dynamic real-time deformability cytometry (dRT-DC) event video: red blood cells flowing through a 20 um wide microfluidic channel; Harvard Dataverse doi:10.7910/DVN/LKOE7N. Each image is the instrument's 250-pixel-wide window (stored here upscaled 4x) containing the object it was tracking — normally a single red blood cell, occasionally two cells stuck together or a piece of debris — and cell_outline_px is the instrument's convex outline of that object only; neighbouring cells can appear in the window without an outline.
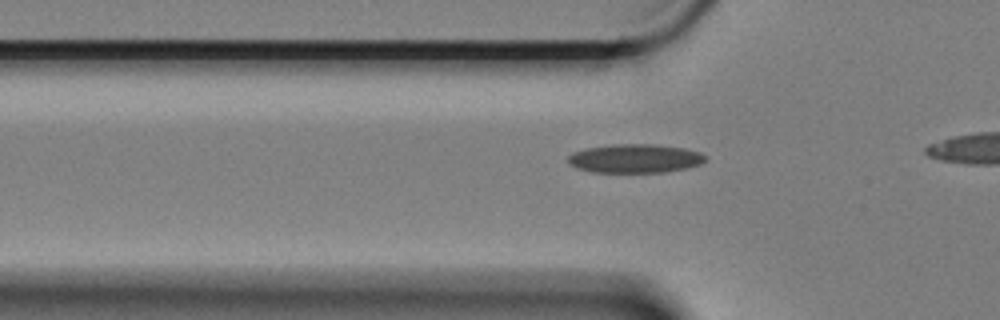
{"species": "Egyptian fruit bat (a non-hibernating species)", "species_latin": "Rousettus aegyptiacus", "temperature_condition": "cold", "stored_images_in_passage": 39, "camera_frame_rate_fps": 3000, "um_per_image_px": 0.085, "animal": {"sex": "female"}, "frame": {"image": 1, "passage_image": 6, "time_ms": 1.667, "image_size_px": [1000, 320], "cell_outline_px": [[704, 160], [700, 164], [684, 168], [664, 172], [592, 172], [576, 168], [568, 164], [568, 156], [572, 152], [584, 148], [612, 144], [656, 144], [684, 148], [700, 152], [704, 156]], "centroid_in_image_um": [53.9, 13.46], "position_along_channel_um": 71.9, "area_um2": 23.06}}
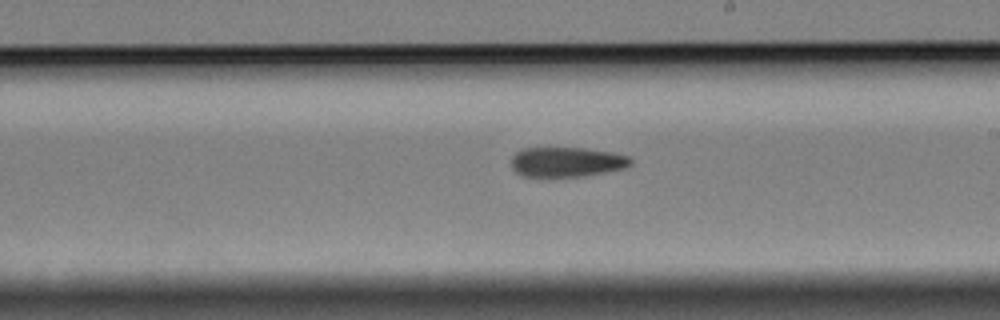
{"frame": {"image": 2, "passage_image": 21, "time_ms": 6.667, "image_size_px": [1000, 320], "cell_outline_px": [[632, 164], [624, 168], [584, 176], [524, 176], [516, 172], [512, 168], [512, 156], [516, 152], [524, 148], [584, 148], [612, 152], [632, 156]], "centroid_in_image_um": [48.2, 13.75], "position_along_channel_um": 240.8, "area_um2": 20.69}}
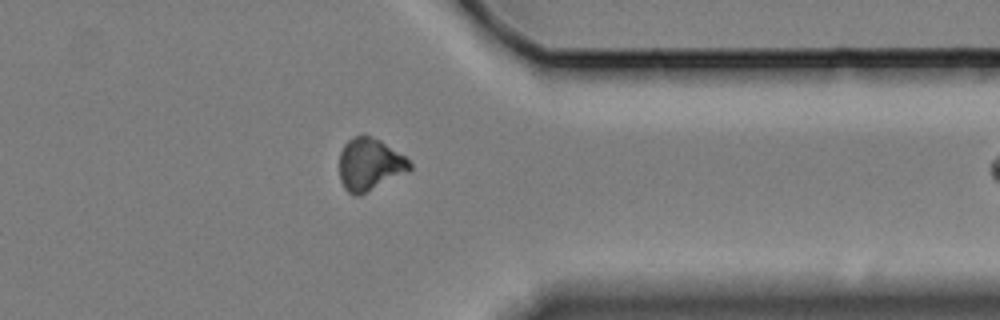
{"frame": {"image": 3, "passage_image": 34, "time_ms": 11.0, "image_size_px": [1000, 320], "cell_outline_px": [[412, 168], [408, 172], [360, 196], [356, 196], [348, 192], [344, 188], [340, 180], [340, 152], [344, 144], [352, 136], [364, 132], [380, 140], [404, 156], [412, 164]], "centroid_in_image_um": [31.41, 13.96], "position_along_channel_um": 380.0, "area_um2": 21.79}}